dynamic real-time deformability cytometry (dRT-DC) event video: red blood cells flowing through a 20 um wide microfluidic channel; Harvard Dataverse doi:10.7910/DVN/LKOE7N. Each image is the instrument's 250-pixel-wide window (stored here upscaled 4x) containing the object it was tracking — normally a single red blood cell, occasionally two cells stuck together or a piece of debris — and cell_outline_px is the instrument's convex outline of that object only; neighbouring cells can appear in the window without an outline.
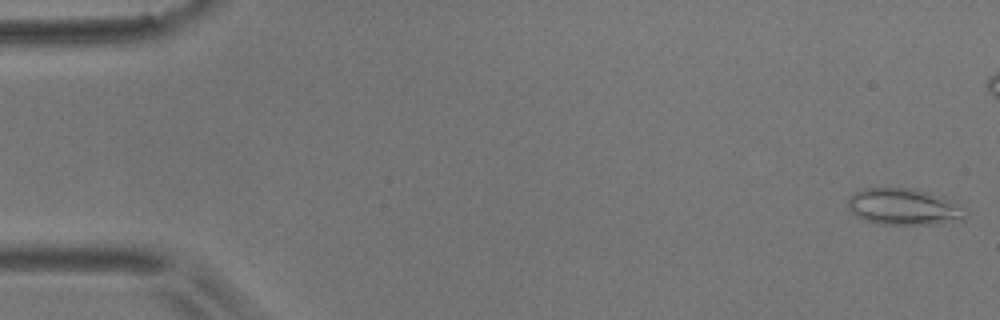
{"species": "common noctule bat (a hibernating species)", "species_latin": "Nyctalus noctula", "temperature_condition": "room temperature", "stored_images_in_passage": 8, "segment_of_instrument_passage": [1, 2], "camera_frame_rate_fps": 3000, "um_per_image_px": 0.085, "animal": {"sex": "male", "body_mass_g": 17.9}, "frame": {"image": 1, "passage_image": 1, "time_ms": 0.0, "image_size_px": [1000, 320], "cell_outline_px": [[968, 216], [964, 220], [944, 224], [880, 224], [856, 216], [848, 208], [848, 196], [852, 192], [864, 188], [912, 188], [940, 196], [968, 208]], "centroid_in_image_um": [76.88, 17.58], "position_along_channel_um": 8.1, "area_um2": 25.37}}
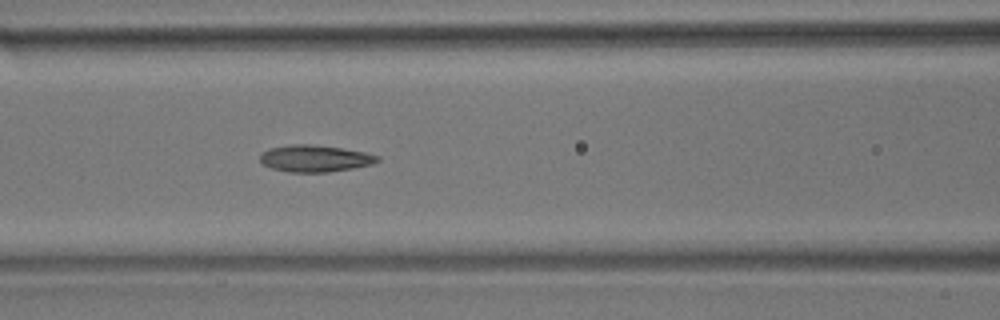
{"frame": {"image": 2, "passage_image": 7, "time_ms": 7.667, "image_size_px": [1000, 320], "cell_outline_px": [[380, 160], [372, 164], [352, 168], [328, 172], [288, 172], [272, 168], [264, 164], [260, 160], [260, 152], [268, 148], [292, 144], [308, 144], [340, 148], [364, 152], [380, 156]], "centroid_in_image_um": [26.74, 13.46], "position_along_channel_um": 139.9, "area_um2": 18.26}}